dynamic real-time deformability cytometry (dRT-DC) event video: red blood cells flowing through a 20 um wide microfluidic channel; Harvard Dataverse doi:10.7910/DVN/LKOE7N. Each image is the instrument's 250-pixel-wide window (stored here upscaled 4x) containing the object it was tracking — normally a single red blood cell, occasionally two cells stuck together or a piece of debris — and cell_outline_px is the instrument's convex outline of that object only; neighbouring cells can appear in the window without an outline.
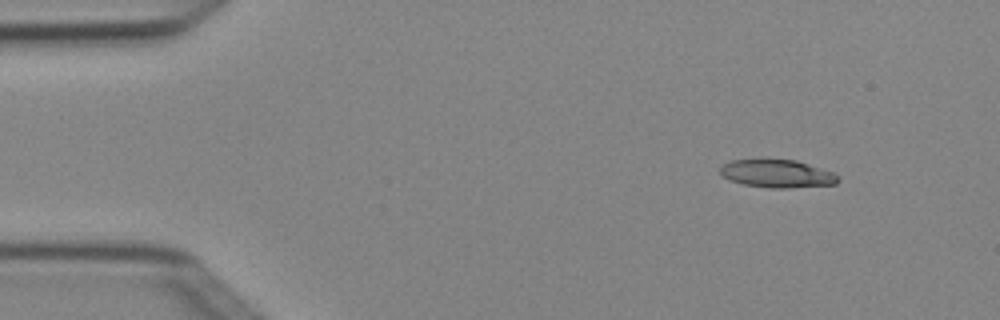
{"species": "Egyptian fruit bat (a non-hibernating species)", "species_latin": "Rousettus aegyptiacus", "temperature_condition": "cold", "stored_images_in_passage": 4, "camera_frame_rate_fps": 3000, "um_per_image_px": 0.085, "animal": {"sex": "female"}, "frame": {"image": 1, "passage_image": 2, "time_ms": 0.333, "image_size_px": [1000, 320], "cell_outline_px": [[840, 180], [836, 184], [788, 188], [768, 188], [744, 184], [728, 180], [720, 176], [720, 168], [724, 164], [732, 160], [764, 156], [796, 160], [832, 172], [840, 176]], "centroid_in_image_um": [66.0, 14.72], "position_along_channel_um": 19.0, "area_um2": 20.06}}